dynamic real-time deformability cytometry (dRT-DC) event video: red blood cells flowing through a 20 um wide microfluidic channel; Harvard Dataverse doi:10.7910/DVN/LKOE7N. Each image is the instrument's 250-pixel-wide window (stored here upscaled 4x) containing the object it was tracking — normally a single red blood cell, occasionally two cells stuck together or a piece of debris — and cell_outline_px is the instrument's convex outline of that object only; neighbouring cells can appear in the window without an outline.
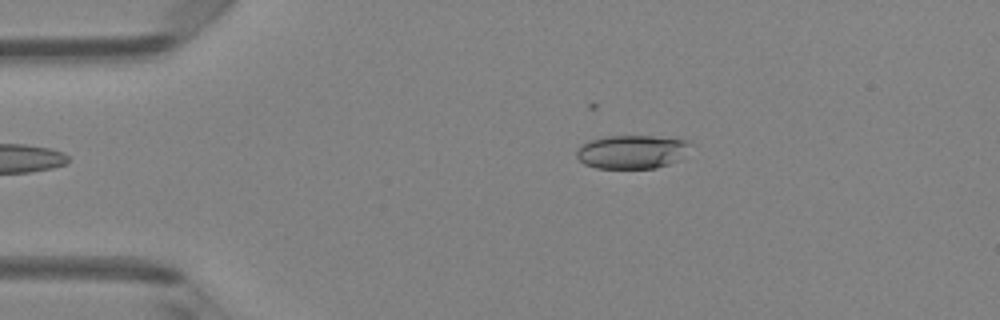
{"species": "Egyptian fruit bat (a non-hibernating species)", "species_latin": "Rousettus aegyptiacus", "temperature_condition": "room temperature", "stored_images_in_passage": 5, "camera_frame_rate_fps": 3000, "um_per_image_px": 0.085, "animal": {"sex": "female"}, "frame": {"image": 1, "passage_image": 5, "time_ms": 1.333, "image_size_px": [1000, 320], "cell_outline_px": [[696, 144], [676, 160], [668, 164], [656, 168], [596, 168], [584, 164], [576, 156], [576, 148], [588, 140], [604, 136], [652, 136], [688, 140]], "centroid_in_image_um": [53.7, 12.89], "position_along_channel_um": 31.3, "area_um2": 22.48}}